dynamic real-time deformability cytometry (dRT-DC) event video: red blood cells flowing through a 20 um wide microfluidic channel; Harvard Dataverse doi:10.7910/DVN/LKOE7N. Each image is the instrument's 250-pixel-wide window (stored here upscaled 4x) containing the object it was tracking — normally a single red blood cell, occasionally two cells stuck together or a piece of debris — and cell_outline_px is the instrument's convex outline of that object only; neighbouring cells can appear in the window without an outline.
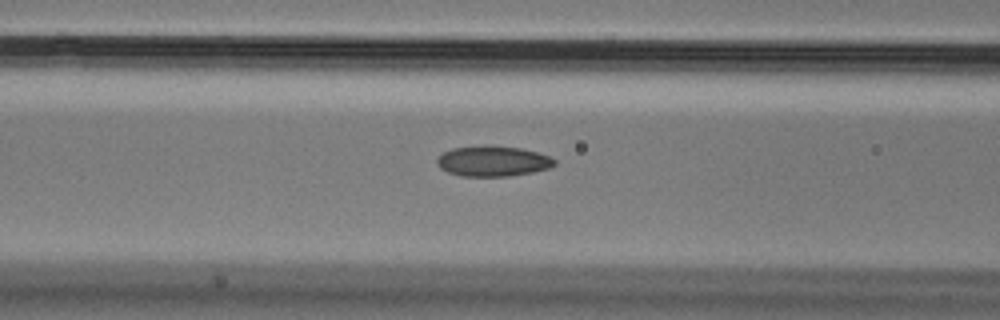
{"species": "Egyptian fruit bat (a non-hibernating species)", "species_latin": "Rousettus aegyptiacus", "temperature_condition": "cold", "stored_images_in_passage": 34, "camera_frame_rate_fps": 3000, "um_per_image_px": 0.085, "animal": {"sex": "male"}, "frame": {"image": 1, "passage_image": 5, "time_ms": 1.333, "image_size_px": [1000, 320], "cell_outline_px": [[556, 164], [548, 168], [532, 172], [508, 176], [460, 176], [448, 172], [440, 168], [436, 164], [436, 156], [452, 148], [484, 144], [488, 144], [520, 148], [536, 152], [548, 156], [556, 160]], "centroid_in_image_um": [41.83, 13.68], "position_along_channel_um": 124.8, "area_um2": 21.1}}
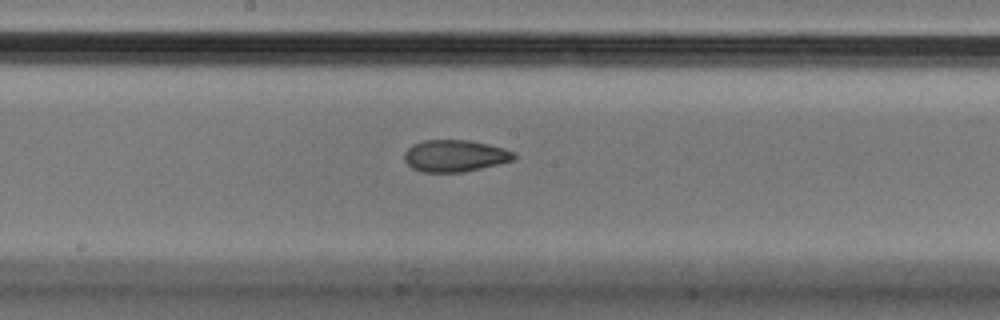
{"frame": {"image": 2, "passage_image": 12, "time_ms": 3.667, "image_size_px": [1000, 320], "cell_outline_px": [[516, 160], [464, 172], [420, 172], [412, 168], [404, 160], [404, 152], [412, 144], [424, 140], [468, 140], [488, 144], [504, 148], [516, 152]], "centroid_in_image_um": [38.68, 13.25], "position_along_channel_um": 209.5, "area_um2": 20.58}}
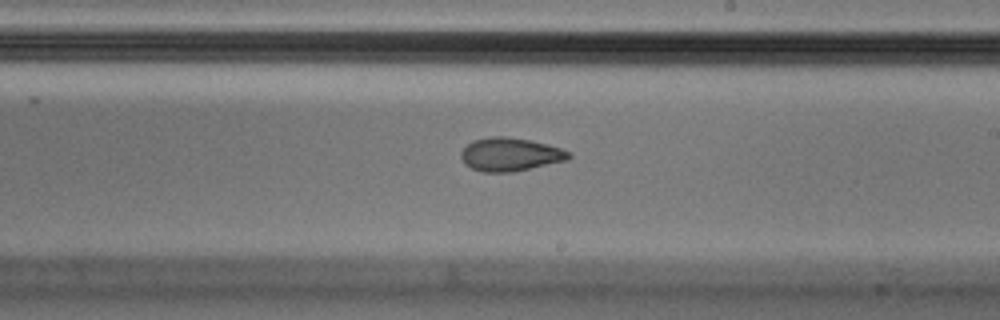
{"frame": {"image": 3, "passage_image": 15, "time_ms": 4.667, "image_size_px": [1000, 320], "cell_outline_px": [[572, 156], [568, 160], [512, 172], [484, 172], [472, 168], [464, 164], [460, 156], [460, 152], [472, 140], [492, 136], [504, 136], [532, 140], [560, 148], [572, 152]], "centroid_in_image_um": [43.37, 13.12], "position_along_channel_um": 245.6, "area_um2": 21.04}}